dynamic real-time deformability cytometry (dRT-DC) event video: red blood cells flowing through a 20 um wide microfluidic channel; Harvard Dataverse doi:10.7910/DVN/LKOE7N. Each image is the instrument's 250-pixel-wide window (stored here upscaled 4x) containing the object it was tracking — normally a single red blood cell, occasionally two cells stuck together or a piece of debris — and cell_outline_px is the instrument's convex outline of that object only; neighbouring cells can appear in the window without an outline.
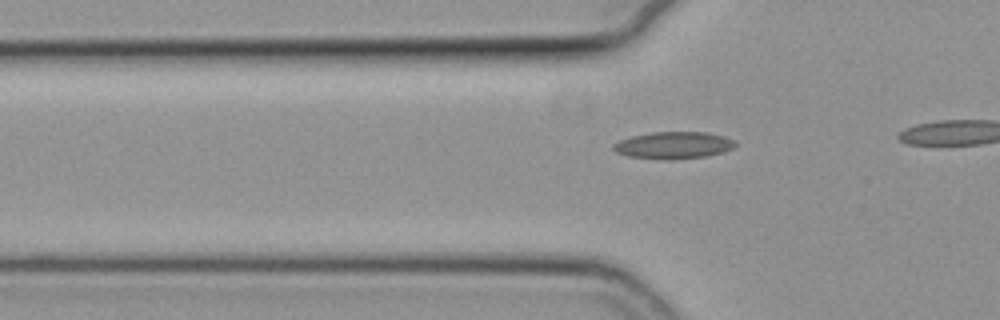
{"species": "common noctule bat (a hibernating species)", "species_latin": "Nyctalus noctula", "temperature_condition": "cold", "stored_images_in_passage": 12, "camera_frame_rate_fps": 3000, "um_per_image_px": 0.085, "animal": {"sex": "female", "body_mass_g": 19.3, "forearm_length_mm": 54.1}, "frame": {"image": 1, "passage_image": 6, "time_ms": 1.667, "image_size_px": [1000, 320], "cell_outline_px": [[736, 144], [732, 148], [724, 152], [708, 156], [672, 160], [668, 160], [628, 156], [616, 152], [612, 148], [612, 144], [620, 140], [632, 136], [652, 132], [708, 132], [724, 136], [732, 140]], "centroid_in_image_um": [57.24, 12.35], "position_along_channel_um": 68.6, "area_um2": 19.25}}
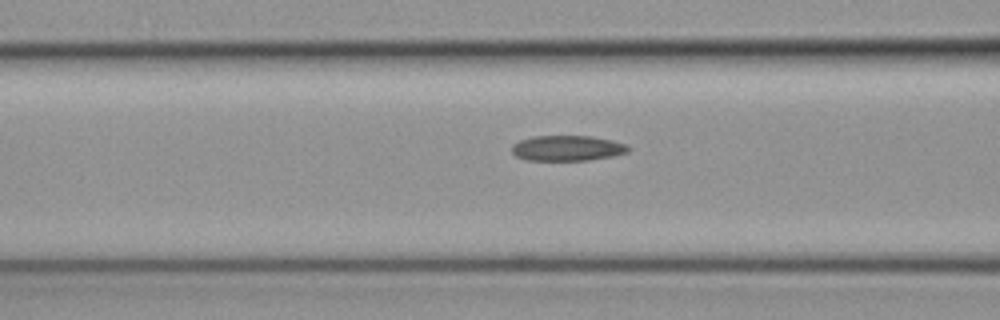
{"frame": {"image": 2, "passage_image": 10, "time_ms": 3.0, "image_size_px": [1000, 320], "cell_outline_px": [[632, 148], [628, 152], [612, 156], [588, 160], [524, 160], [516, 156], [512, 152], [512, 144], [520, 140], [532, 136], [592, 136], [612, 140], [624, 144]], "centroid_in_image_um": [48.21, 12.59], "position_along_channel_um": 118.4, "area_um2": 17.28}}